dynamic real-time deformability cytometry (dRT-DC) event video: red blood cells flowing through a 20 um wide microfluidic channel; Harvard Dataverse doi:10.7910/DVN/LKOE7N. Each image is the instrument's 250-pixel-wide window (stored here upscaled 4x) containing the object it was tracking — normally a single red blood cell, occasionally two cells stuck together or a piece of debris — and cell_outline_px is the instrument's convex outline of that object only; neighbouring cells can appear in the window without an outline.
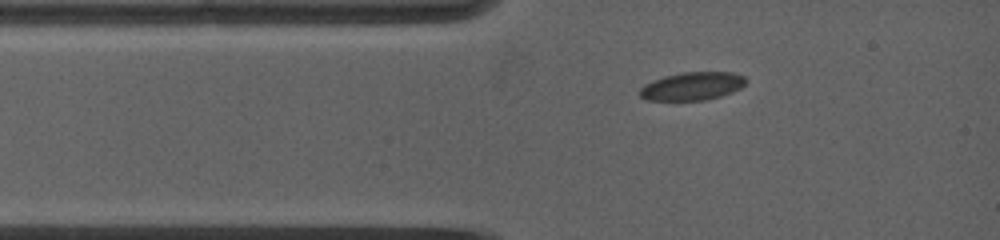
{"species": "common noctule bat (a hibernating species)", "species_latin": "Nyctalus noctula", "temperature_condition": "warm", "stored_images_in_passage": 78, "camera_frame_rate_fps": 5000, "um_per_image_px": 0.085, "animal": {"sex": "female", "body_mass_g": 19.0, "forearm_length_mm": 53.3}, "frame": {"image": 1, "passage_image": 1, "time_ms": 0.0, "image_size_px": [1000, 240], "cell_outline_px": [[748, 80], [740, 88], [732, 92], [720, 96], [704, 100], [644, 100], [636, 92], [644, 84], [652, 80], [664, 76], [684, 72], [732, 72], [744, 76]], "centroid_in_image_um": [58.8, 7.32], "position_along_channel_um": 26.2, "area_um2": 17.51}}
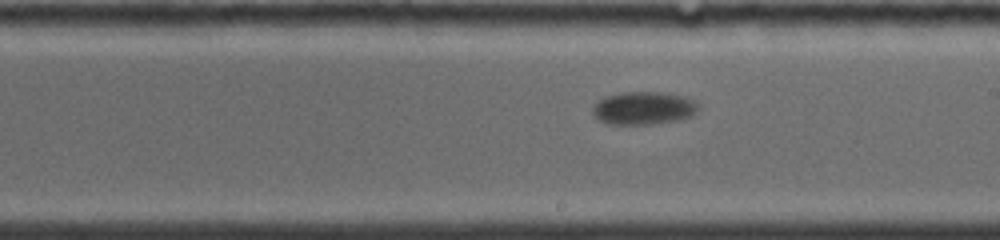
{"frame": {"image": 2, "passage_image": 27, "time_ms": 6.4, "image_size_px": [1000, 240], "cell_outline_px": [[700, 108], [692, 116], [680, 120], [652, 124], [608, 124], [592, 116], [592, 108], [604, 96], [620, 92], [660, 92], [684, 96], [696, 100]], "centroid_in_image_um": [54.73, 9.19], "position_along_channel_um": 234.3, "area_um2": 20.58}}
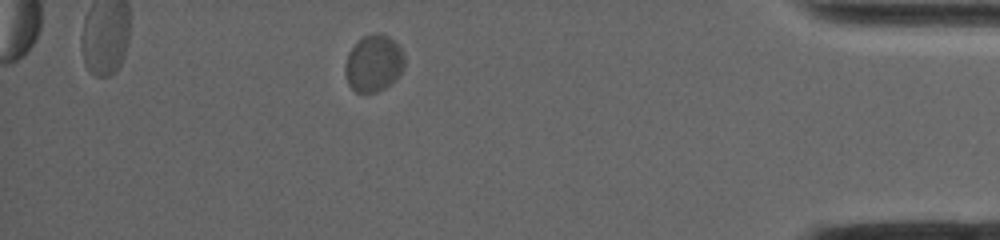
{"frame": {"image": 3, "passage_image": 65, "time_ms": 12.8, "image_size_px": [1000, 240], "cell_outline_px": [[404, 68], [396, 80], [384, 88], [376, 92], [356, 92], [348, 84], [344, 76], [344, 64], [348, 52], [356, 40], [364, 36], [376, 32], [388, 36], [400, 48], [404, 56]], "centroid_in_image_um": [31.72, 5.38], "position_along_channel_um": 403.5, "area_um2": 19.88}}